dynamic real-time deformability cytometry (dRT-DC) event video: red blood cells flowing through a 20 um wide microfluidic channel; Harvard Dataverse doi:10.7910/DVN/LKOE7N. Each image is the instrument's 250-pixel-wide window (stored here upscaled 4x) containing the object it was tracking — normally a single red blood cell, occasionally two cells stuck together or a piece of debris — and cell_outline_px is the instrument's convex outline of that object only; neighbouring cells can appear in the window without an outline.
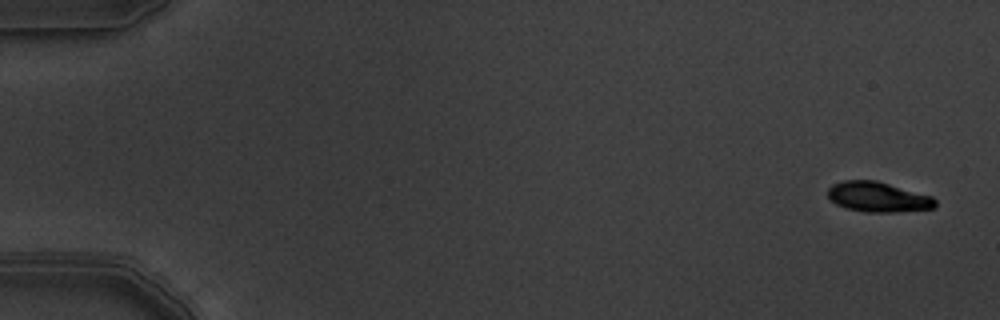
{"species": "common noctule bat (a hibernating species)", "species_latin": "Nyctalus noctula", "temperature_condition": "warm", "stored_images_in_passage": 15, "camera_frame_rate_fps": 3000, "um_per_image_px": 0.085, "animal": {"sex": "male", "body_mass_g": 19.5, "forearm_length_mm": 54.6}, "frame": {"image": 1, "passage_image": 1, "time_ms": 0.0, "image_size_px": [1000, 320], "cell_outline_px": [[936, 208], [896, 212], [864, 212], [848, 208], [836, 204], [828, 196], [828, 188], [832, 184], [844, 180], [876, 180], [932, 196], [936, 200]], "centroid_in_image_um": [74.64, 16.74], "position_along_channel_um": 10.4, "area_um2": 18.84}}
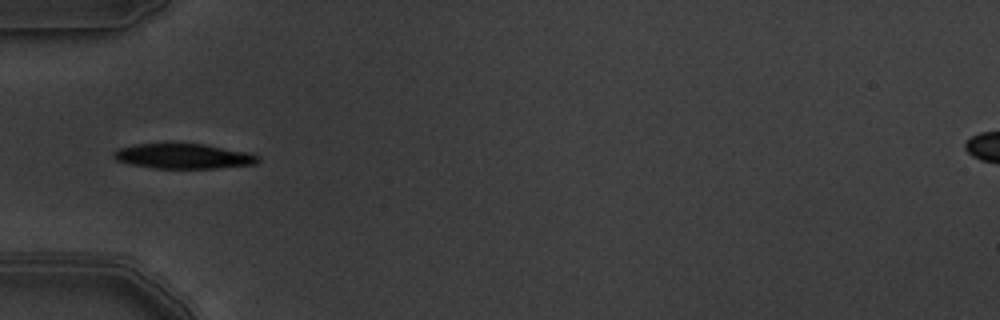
{"frame": {"image": 2, "passage_image": 5, "time_ms": 1.333, "image_size_px": [1000, 320], "cell_outline_px": [[260, 160], [256, 164], [216, 168], [152, 168], [128, 164], [116, 160], [112, 156], [112, 152], [120, 148], [136, 144], [204, 144], [252, 152], [260, 156]], "centroid_in_image_um": [15.63, 13.28], "position_along_channel_um": 69.4, "area_um2": 21.21}}
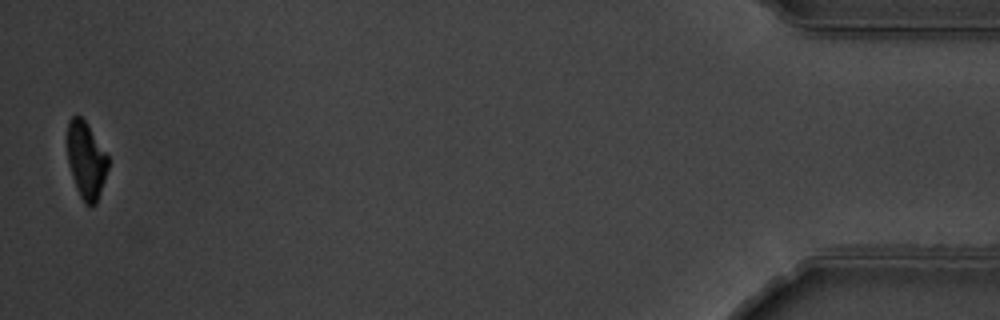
{"frame": {"image": 3, "passage_image": 15, "time_ms": 4.667, "image_size_px": [1000, 320], "cell_outline_px": [[108, 168], [96, 204], [84, 204], [76, 188], [68, 164], [68, 120], [72, 116], [80, 116], [88, 124], [108, 156]], "centroid_in_image_um": [7.32, 13.61], "position_along_channel_um": 427.9, "area_um2": 18.03}}